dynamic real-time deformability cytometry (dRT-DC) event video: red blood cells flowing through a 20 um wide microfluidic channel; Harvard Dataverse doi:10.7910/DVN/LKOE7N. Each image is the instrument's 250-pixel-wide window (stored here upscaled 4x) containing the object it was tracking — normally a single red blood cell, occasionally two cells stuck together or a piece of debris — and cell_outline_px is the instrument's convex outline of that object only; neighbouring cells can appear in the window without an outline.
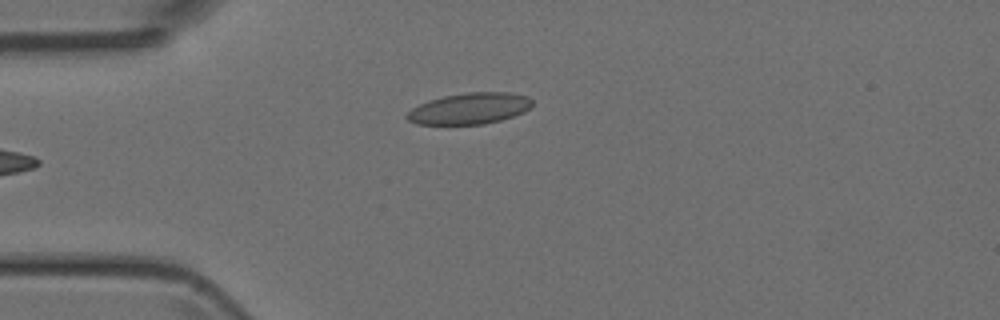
{"species": "Egyptian fruit bat (a non-hibernating species)", "species_latin": "Rousettus aegyptiacus", "temperature_condition": "room temperature", "stored_images_in_passage": 6, "camera_frame_rate_fps": 3000, "um_per_image_px": 0.085, "animal": {"sex": "female"}, "frame": {"image": 1, "passage_image": 6, "time_ms": 5.667, "image_size_px": [1000, 320], "cell_outline_px": [[532, 104], [524, 112], [500, 120], [484, 124], [416, 124], [408, 120], [404, 116], [412, 108], [428, 100], [444, 96], [468, 92], [508, 92], [528, 96], [532, 100]], "centroid_in_image_um": [39.9, 9.22], "position_along_channel_um": 45.1, "area_um2": 22.72}}